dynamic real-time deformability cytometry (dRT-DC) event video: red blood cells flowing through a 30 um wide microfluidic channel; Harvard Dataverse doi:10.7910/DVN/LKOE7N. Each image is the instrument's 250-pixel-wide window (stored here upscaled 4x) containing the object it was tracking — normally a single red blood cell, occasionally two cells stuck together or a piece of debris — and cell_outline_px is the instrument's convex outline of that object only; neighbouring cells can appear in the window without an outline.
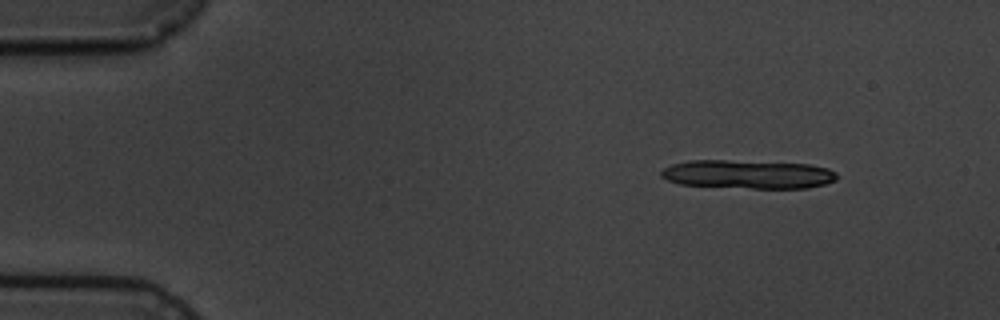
{"species": "common noctule bat (a hibernating species)", "species_latin": "Nyctalus noctula", "temperature_condition": "cold", "stored_images_in_passage": 4, "camera_frame_rate_fps": 3000, "um_per_image_px": 0.085, "animal": {"sex": "male", "body_mass_g": 19.5, "forearm_length_mm": 54.6}, "frame": {"image": 1, "passage_image": 1, "time_ms": 0.0, "image_size_px": [1000, 320], "cell_outline_px": [[836, 180], [824, 184], [808, 188], [752, 188], [680, 184], [668, 180], [660, 176], [660, 172], [664, 168], [672, 164], [688, 160], [724, 160], [808, 164], [828, 168], [836, 172]], "centroid_in_image_um": [63.56, 14.81], "position_along_channel_um": 21.4, "area_um2": 29.19}}